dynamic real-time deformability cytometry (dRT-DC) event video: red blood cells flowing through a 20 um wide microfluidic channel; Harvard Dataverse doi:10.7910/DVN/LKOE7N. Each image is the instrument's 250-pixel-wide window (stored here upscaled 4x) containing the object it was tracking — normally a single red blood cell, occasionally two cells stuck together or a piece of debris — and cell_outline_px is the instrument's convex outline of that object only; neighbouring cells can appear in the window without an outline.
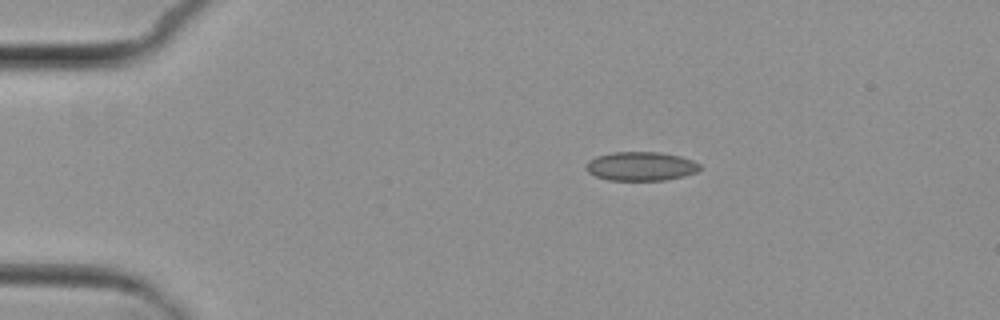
{"species": "common noctule bat (a hibernating species)", "species_latin": "Nyctalus noctula", "temperature_condition": "cold", "stored_images_in_passage": 4, "camera_frame_rate_fps": 3000, "um_per_image_px": 0.085, "animal": {"sex": "female", "body_mass_g": 29.2, "forearm_length_mm": 56.3}, "frame": {"image": 1, "passage_image": 2, "time_ms": 14.333, "image_size_px": [1000, 320], "cell_outline_px": [[700, 168], [696, 172], [684, 176], [664, 180], [608, 180], [596, 176], [588, 172], [588, 160], [596, 156], [612, 152], [660, 152], [680, 156], [692, 160], [700, 164]], "centroid_in_image_um": [54.49, 14.12], "position_along_channel_um": 30.5, "area_um2": 19.07}}
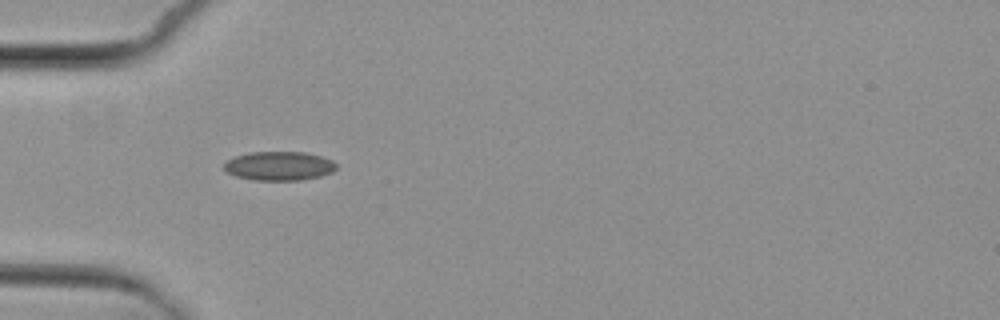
{"frame": {"image": 2, "passage_image": 3, "time_ms": 16.667, "image_size_px": [1000, 320], "cell_outline_px": [[336, 168], [332, 172], [320, 176], [300, 180], [252, 180], [236, 176], [228, 172], [224, 168], [224, 164], [228, 160], [236, 156], [248, 152], [304, 152], [320, 156], [332, 160], [336, 164]], "centroid_in_image_um": [23.72, 14.1], "position_along_channel_um": 61.3, "area_um2": 18.84}}
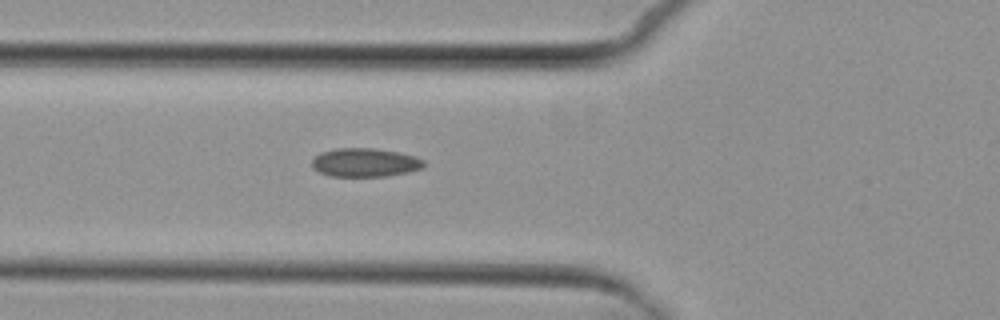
{"frame": {"image": 3, "passage_image": 4, "time_ms": 17.667, "image_size_px": [1000, 320], "cell_outline_px": [[424, 168], [408, 172], [388, 176], [328, 176], [312, 168], [312, 160], [320, 152], [336, 148], [372, 148], [400, 152], [416, 156], [424, 160]], "centroid_in_image_um": [31.04, 13.81], "position_along_channel_um": 94.8, "area_um2": 18.84}}